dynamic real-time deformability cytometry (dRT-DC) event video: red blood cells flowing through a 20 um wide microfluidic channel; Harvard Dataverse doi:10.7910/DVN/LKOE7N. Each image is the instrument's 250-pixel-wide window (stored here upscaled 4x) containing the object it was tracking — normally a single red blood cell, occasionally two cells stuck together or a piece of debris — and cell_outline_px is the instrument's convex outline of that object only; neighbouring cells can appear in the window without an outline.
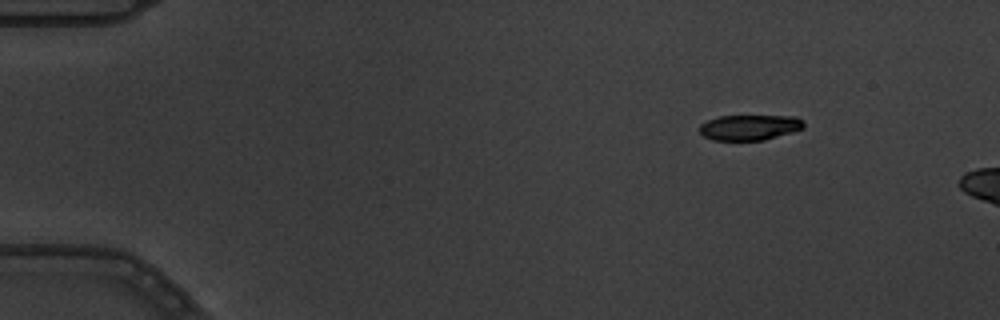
{"species": "common noctule bat (a hibernating species)", "species_latin": "Nyctalus noctula", "temperature_condition": "warm", "stored_images_in_passage": 3, "camera_frame_rate_fps": 3000, "um_per_image_px": 0.085, "animal": {"sex": "male", "body_mass_g": 19.5, "forearm_length_mm": 54.6}, "frame": {"image": 1, "passage_image": 1, "time_ms": 0.0, "image_size_px": [1000, 320], "cell_outline_px": [[804, 128], [792, 132], [764, 140], [712, 140], [704, 136], [700, 132], [700, 124], [708, 120], [720, 116], [796, 116], [804, 120]], "centroid_in_image_um": [63.74, 10.82], "position_along_channel_um": 21.3, "area_um2": 15.43}}